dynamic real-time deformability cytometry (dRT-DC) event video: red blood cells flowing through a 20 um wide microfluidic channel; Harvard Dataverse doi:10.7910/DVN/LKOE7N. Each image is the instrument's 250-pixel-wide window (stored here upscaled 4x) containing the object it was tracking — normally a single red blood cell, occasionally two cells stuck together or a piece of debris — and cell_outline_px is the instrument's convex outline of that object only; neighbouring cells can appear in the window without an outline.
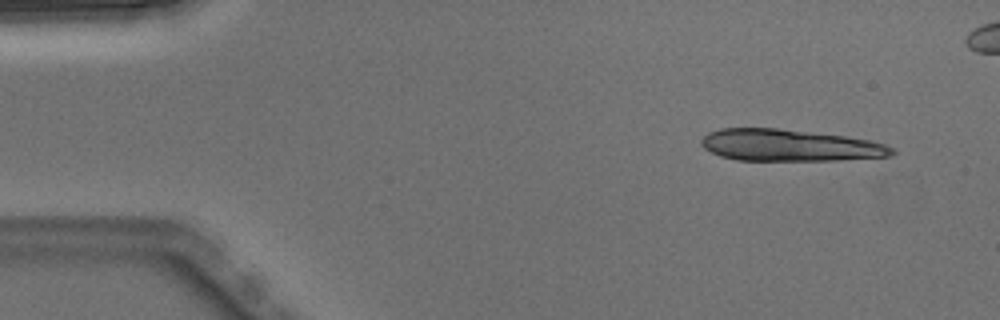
{"species": "Egyptian fruit bat (a non-hibernating species)", "species_latin": "Rousettus aegyptiacus", "temperature_condition": "warm", "stored_images_in_passage": 5, "camera_frame_rate_fps": 3000, "um_per_image_px": 0.085, "animal": {"sex": "male"}, "frame": {"image": 1, "passage_image": 1, "time_ms": 0.0, "image_size_px": [1000, 320], "cell_outline_px": [[896, 152], [892, 156], [836, 160], [736, 160], [720, 156], [704, 148], [700, 144], [700, 140], [708, 132], [720, 128], [776, 128], [844, 136], [872, 140], [896, 148]], "centroid_in_image_um": [67.13, 12.35], "position_along_channel_um": 17.9, "area_um2": 35.37}}